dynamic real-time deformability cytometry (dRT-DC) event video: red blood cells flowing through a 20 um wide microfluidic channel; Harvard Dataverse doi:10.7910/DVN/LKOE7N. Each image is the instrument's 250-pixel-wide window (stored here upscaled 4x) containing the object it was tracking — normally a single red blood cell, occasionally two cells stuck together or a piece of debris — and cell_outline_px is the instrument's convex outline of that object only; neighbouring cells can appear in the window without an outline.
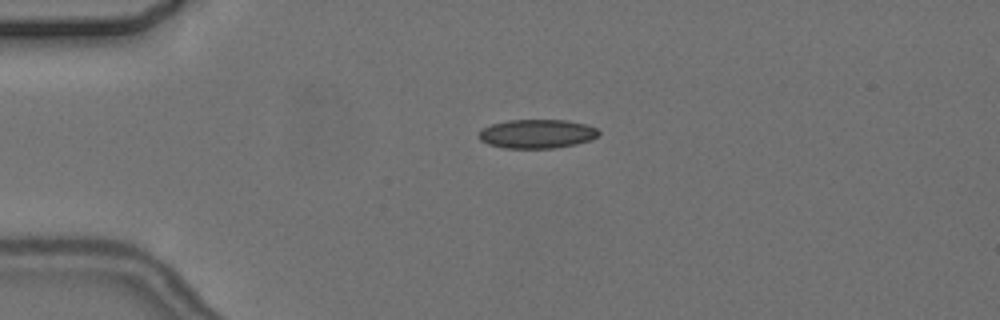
{"species": "common noctule bat (a hibernating species)", "species_latin": "Nyctalus noctula", "temperature_condition": "cold", "stored_images_in_passage": 2, "camera_frame_rate_fps": 3000, "um_per_image_px": 0.085, "animal": {"sex": "female", "body_mass_g": 24.6, "forearm_length_mm": 56.2}, "frame": {"image": 1, "passage_image": 1, "time_ms": 0.0, "image_size_px": [1000, 320], "cell_outline_px": [[600, 132], [592, 140], [576, 144], [556, 148], [504, 148], [488, 144], [480, 140], [480, 132], [484, 128], [492, 124], [508, 120], [568, 120], [588, 124], [596, 128]], "centroid_in_image_um": [45.69, 11.37], "position_along_channel_um": 39.3, "area_um2": 20.23}}